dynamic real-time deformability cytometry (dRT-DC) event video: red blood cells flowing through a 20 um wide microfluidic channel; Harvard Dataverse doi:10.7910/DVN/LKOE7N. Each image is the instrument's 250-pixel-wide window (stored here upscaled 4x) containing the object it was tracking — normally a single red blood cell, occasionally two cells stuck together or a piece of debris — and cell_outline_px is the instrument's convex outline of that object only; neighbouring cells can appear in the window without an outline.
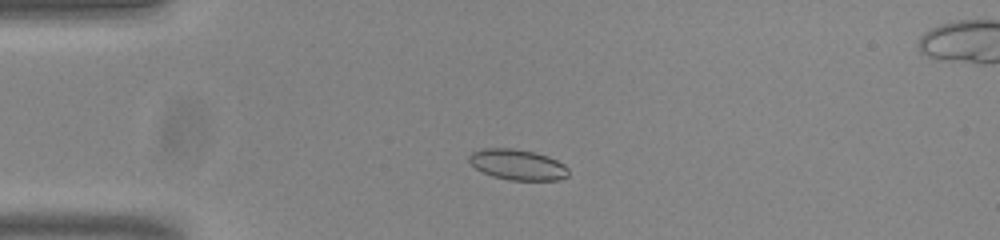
{"species": "common noctule bat (a hibernating species)", "species_latin": "Nyctalus noctula", "temperature_condition": "room temperature", "stored_images_in_passage": 49, "camera_frame_rate_fps": 3000, "um_per_image_px": 0.085, "animal": {"sex": "male", "body_mass_g": 20.0, "forearm_length_mm": 53.3}, "frame": {"image": 1, "passage_image": 8, "time_ms": 2.333, "image_size_px": [1000, 240], "cell_outline_px": [[568, 176], [560, 180], [508, 180], [492, 176], [476, 168], [468, 160], [468, 156], [472, 152], [480, 148], [512, 148], [536, 152], [548, 156], [564, 164], [568, 168]], "centroid_in_image_um": [44.0, 13.99], "position_along_channel_um": 41.0, "area_um2": 17.86}}
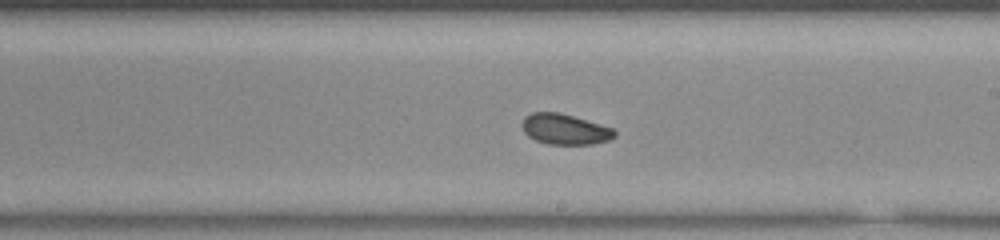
{"frame": {"image": 2, "passage_image": 26, "time_ms": 8.333, "image_size_px": [1000, 240], "cell_outline_px": [[616, 136], [608, 140], [592, 144], [548, 144], [536, 140], [528, 136], [524, 132], [520, 124], [524, 116], [532, 112], [560, 112], [600, 124], [612, 128], [616, 132]], "centroid_in_image_um": [47.97, 10.97], "position_along_channel_um": 241.0, "area_um2": 16.53}}
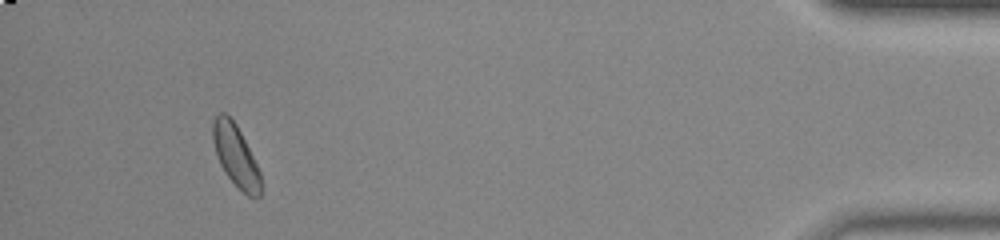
{"frame": {"image": 3, "passage_image": 45, "time_ms": 14.667, "image_size_px": [1000, 240], "cell_outline_px": [[260, 196], [256, 200], [248, 196], [228, 176], [220, 164], [216, 152], [212, 136], [212, 120], [220, 112], [224, 112], [236, 124], [260, 172]], "centroid_in_image_um": [20.02, 13.22], "position_along_channel_um": 415.2, "area_um2": 16.76}, "authors_computed_cell_mechanics": {"area_um2": 17.051, "velocity_mm_per_s": 3.8018, "shape_relaxation_time_tau1_ms": 3.7978, "shape_relaxation_time_tau2_ms": 7.8939, "deformation_change_tau1": 0.0723, "deformation_change_tau2": 0.0914}}